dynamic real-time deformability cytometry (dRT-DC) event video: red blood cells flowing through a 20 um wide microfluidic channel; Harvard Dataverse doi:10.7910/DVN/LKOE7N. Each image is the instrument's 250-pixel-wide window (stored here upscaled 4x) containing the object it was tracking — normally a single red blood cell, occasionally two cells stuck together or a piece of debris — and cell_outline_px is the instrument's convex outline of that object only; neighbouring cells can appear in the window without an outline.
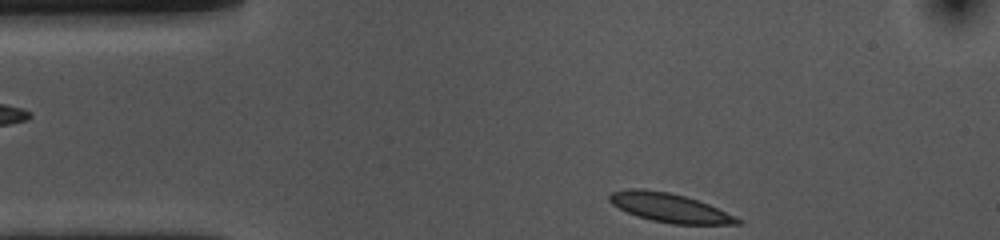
{"species": "common noctule bat (a hibernating species)", "species_latin": "Nyctalus noctula", "temperature_condition": "cold", "stored_images_in_passage": 36, "camera_frame_rate_fps": 3000, "um_per_image_px": 0.085, "animal": {"sex": "female", "body_mass_g": 10.0, "forearm_length_mm": 53.1}, "frame": {"image": 1, "passage_image": 1, "time_ms": 0.0, "image_size_px": [1000, 240], "cell_outline_px": [[744, 220], [740, 224], [672, 224], [652, 220], [636, 216], [612, 204], [608, 200], [608, 196], [612, 192], [628, 188], [640, 188], [668, 192], [684, 196], [708, 204], [736, 216]], "centroid_in_image_um": [56.91, 17.66], "position_along_channel_um": 28.1, "area_um2": 21.5}}
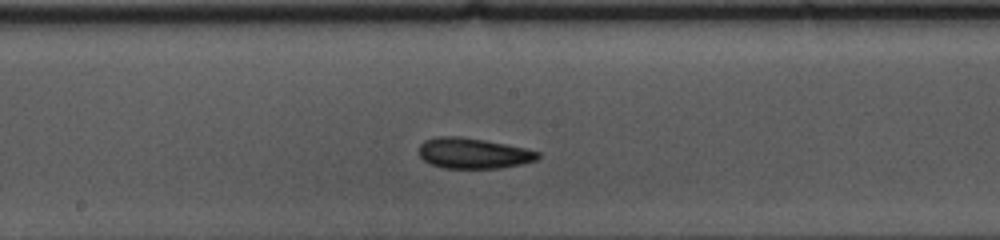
{"frame": {"image": 2, "passage_image": 20, "time_ms": 6.333, "image_size_px": [1000, 240], "cell_outline_px": [[540, 156], [536, 160], [520, 164], [500, 168], [444, 168], [432, 164], [424, 160], [420, 156], [420, 144], [424, 140], [436, 136], [456, 136], [484, 140], [524, 148], [540, 152]], "centroid_in_image_um": [40.21, 13.02], "position_along_channel_um": 208.0, "area_um2": 20.98}}
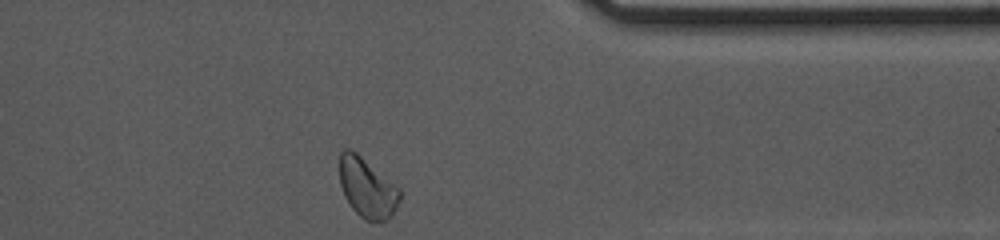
{"frame": {"image": 3, "passage_image": 36, "time_ms": 11.667, "image_size_px": [1000, 240], "cell_outline_px": [[400, 200], [392, 216], [384, 220], [368, 220], [360, 216], [352, 208], [344, 196], [340, 184], [340, 152], [344, 148], [348, 148], [356, 152], [400, 188]], "centroid_in_image_um": [31.2, 15.95], "position_along_channel_um": 380.2, "area_um2": 20.75}, "authors_computed_cell_mechanics": {"area_um2": 20.9525, "velocity_mm_per_s": 3.508, "shape_relaxation_time_tau1_ms": 3.4483, "shape_relaxation_time_tau2_ms": 2.7873, "deformation_change_tau1": 0.0839, "deformation_change_tau2": 0.0783}}